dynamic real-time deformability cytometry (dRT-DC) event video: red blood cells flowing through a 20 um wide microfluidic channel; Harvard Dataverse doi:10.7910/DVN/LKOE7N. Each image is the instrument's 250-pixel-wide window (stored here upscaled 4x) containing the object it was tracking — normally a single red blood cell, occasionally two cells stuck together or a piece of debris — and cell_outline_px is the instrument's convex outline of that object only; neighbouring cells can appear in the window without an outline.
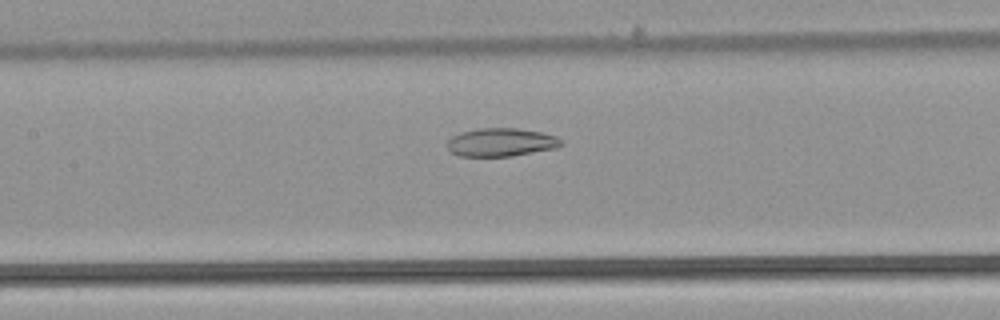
{"species": "common noctule bat (a hibernating species)", "species_latin": "Nyctalus noctula", "temperature_condition": "warm", "stored_images_in_passage": 50, "camera_frame_rate_fps": 3000, "um_per_image_px": 0.085, "animal": {"sex": "male", "body_mass_g": 21.5, "forearm_length_mm": 52.0}, "frame": {"image": 1, "passage_image": 22, "time_ms": 7.0, "image_size_px": [1000, 320], "cell_outline_px": [[564, 144], [556, 148], [512, 156], [460, 156], [452, 152], [448, 148], [448, 140], [452, 136], [460, 132], [480, 128], [516, 128], [544, 132], [556, 136], [564, 140]], "centroid_in_image_um": [42.64, 12.08], "position_along_channel_um": 164.8, "area_um2": 18.9}}
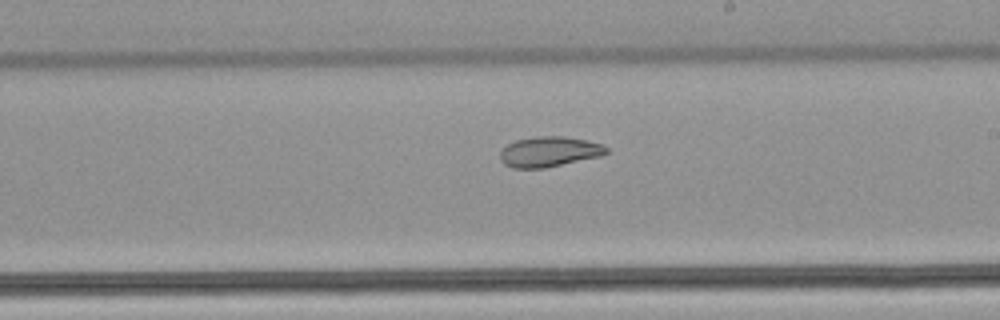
{"frame": {"image": 2, "passage_image": 28, "time_ms": 9.0, "image_size_px": [1000, 320], "cell_outline_px": [[608, 152], [600, 156], [544, 168], [512, 168], [504, 164], [500, 160], [500, 152], [508, 144], [516, 140], [536, 136], [564, 136], [588, 140], [600, 144], [608, 148]], "centroid_in_image_um": [46.67, 12.89], "position_along_channel_um": 242.3, "area_um2": 18.67}}
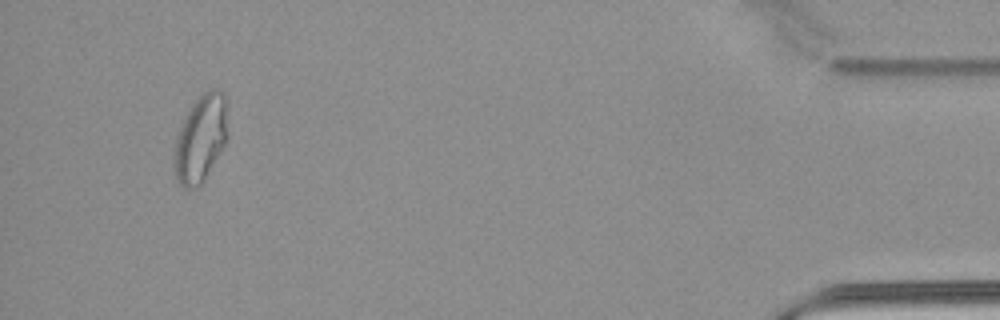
{"frame": {"image": 3, "passage_image": 47, "time_ms": 15.333, "image_size_px": [1000, 320], "cell_outline_px": [[228, 140], [204, 180], [196, 188], [184, 188], [176, 180], [172, 156], [176, 136], [180, 124], [184, 116], [192, 104], [208, 88], [216, 88], [224, 92], [228, 100]], "centroid_in_image_um": [17.08, 11.73], "position_along_channel_um": 418.1, "area_um2": 28.21}, "authors_computed_cell_mechanics": {"area_um2": 23.7269, "velocity_mm_per_s": 3.8933, "shape_relaxation_time_tau1_ms": null, "shape_relaxation_time_tau2_ms": 4.5985, "deformation_change_tau1": null, "deformation_change_tau2": 0.1056}}